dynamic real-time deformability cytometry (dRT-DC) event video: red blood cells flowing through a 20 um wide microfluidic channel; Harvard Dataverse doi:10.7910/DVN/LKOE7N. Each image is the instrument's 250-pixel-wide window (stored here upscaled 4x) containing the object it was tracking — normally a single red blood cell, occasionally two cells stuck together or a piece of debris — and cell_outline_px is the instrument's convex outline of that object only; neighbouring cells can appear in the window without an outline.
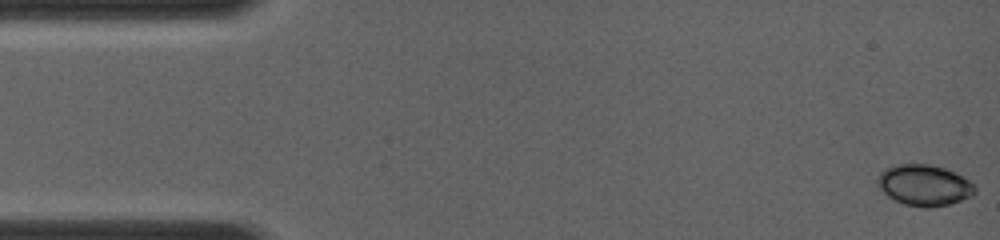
{"species": "common noctule bat (a hibernating species)", "species_latin": "Nyctalus noctula", "temperature_condition": "room temperature", "stored_images_in_passage": 28, "camera_frame_rate_fps": 4000, "um_per_image_px": 0.085, "animal": {"sex": "female", "body_mass_g": 19.0, "forearm_length_mm": 56.7}, "frame": {"image": 1, "passage_image": 1, "time_ms": 0.0, "image_size_px": [1000, 240], "cell_outline_px": [[976, 192], [972, 196], [948, 204], [928, 208], [924, 208], [904, 204], [888, 196], [880, 188], [876, 180], [880, 172], [884, 168], [896, 164], [928, 164], [944, 168], [956, 172], [964, 176], [976, 188]], "centroid_in_image_um": [78.56, 15.73], "position_along_channel_um": 6.4, "area_um2": 23.29}}
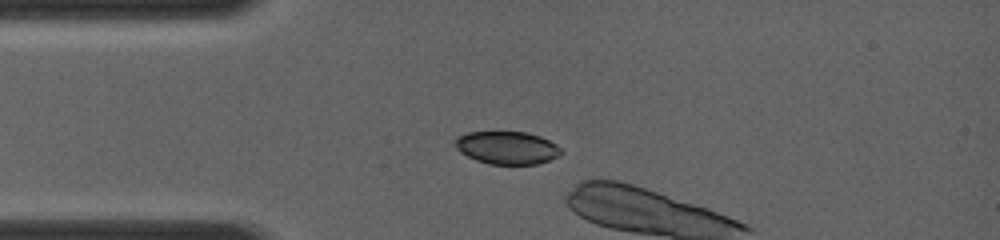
{"frame": {"image": 2, "passage_image": 15, "time_ms": 3.25, "image_size_px": [1000, 240], "cell_outline_px": [[564, 152], [548, 160], [536, 164], [492, 164], [476, 160], [460, 152], [456, 148], [456, 140], [460, 136], [468, 132], [528, 132], [540, 136], [556, 144]], "centroid_in_image_um": [43.12, 12.55], "position_along_channel_um": 41.9, "area_um2": 20.0}}
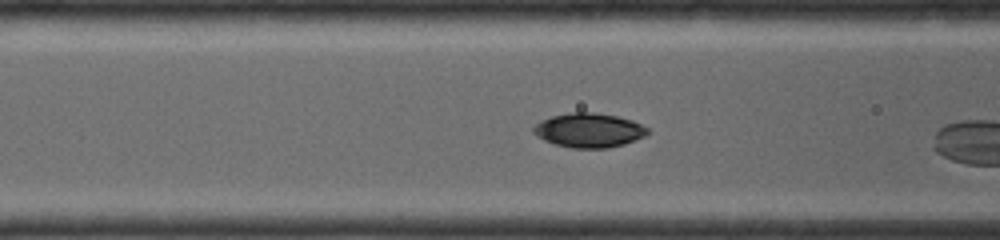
{"frame": {"image": 3, "passage_image": 26, "time_ms": 5.25, "image_size_px": [1000, 240], "cell_outline_px": [[648, 132], [644, 136], [620, 144], [604, 148], [576, 148], [556, 144], [544, 140], [532, 132], [532, 128], [536, 124], [552, 116], [572, 112], [596, 112], [616, 116], [632, 120], [648, 128]], "centroid_in_image_um": [50.03, 11.05], "position_along_channel_um": 116.6, "area_um2": 22.31}}